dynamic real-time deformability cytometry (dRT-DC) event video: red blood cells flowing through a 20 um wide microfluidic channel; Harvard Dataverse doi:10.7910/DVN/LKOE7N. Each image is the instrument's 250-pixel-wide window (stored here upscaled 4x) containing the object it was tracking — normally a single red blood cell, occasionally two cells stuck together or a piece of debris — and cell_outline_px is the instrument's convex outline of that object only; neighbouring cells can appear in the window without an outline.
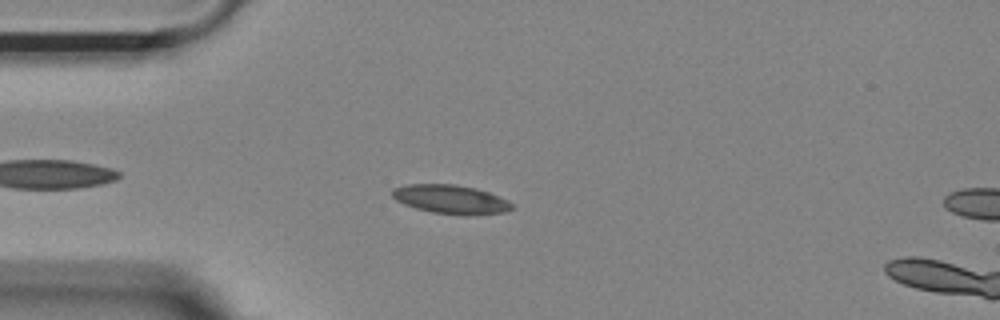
{"species": "Egyptian fruit bat (a non-hibernating species)", "species_latin": "Rousettus aegyptiacus", "temperature_condition": "room temperature", "stored_images_in_passage": 39, "camera_frame_rate_fps": 3000, "um_per_image_px": 0.085, "animal": {"sex": "female"}, "frame": {"image": 1, "passage_image": 7, "time_ms": 2.0, "image_size_px": [1000, 320], "cell_outline_px": [[512, 208], [504, 212], [468, 216], [432, 212], [416, 208], [404, 204], [396, 200], [392, 196], [392, 188], [404, 184], [456, 184], [476, 188], [488, 192], [508, 200], [512, 204]], "centroid_in_image_um": [38.29, 16.94], "position_along_channel_um": 46.7, "area_um2": 20.23}}
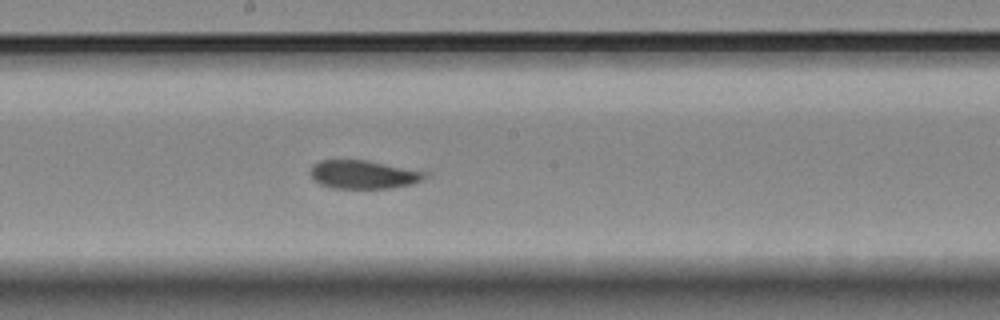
{"frame": {"image": 2, "passage_image": 22, "time_ms": 7.0, "image_size_px": [1000, 320], "cell_outline_px": [[432, 172], [428, 176], [412, 184], [388, 188], [332, 188], [320, 184], [308, 172], [312, 164], [320, 160], [368, 160]], "centroid_in_image_um": [30.93, 14.82], "position_along_channel_um": 217.3, "area_um2": 19.25}}
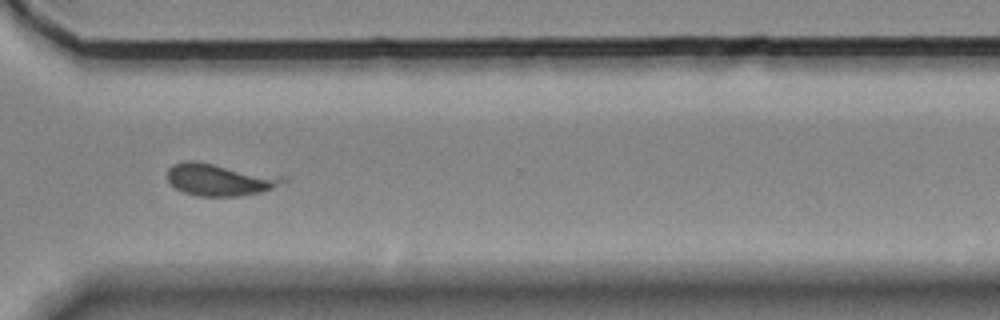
{"frame": {"image": 3, "passage_image": 33, "time_ms": 10.667, "image_size_px": [1000, 320], "cell_outline_px": [[288, 180], [272, 188], [260, 192], [236, 196], [200, 196], [184, 192], [176, 188], [168, 180], [168, 168], [172, 164], [188, 160], [196, 160], [288, 176]], "centroid_in_image_um": [18.72, 15.23], "position_along_channel_um": 351.9, "area_um2": 21.96}, "authors_computed_cell_mechanics": {"area_um2": 20.1144, "velocity_mm_per_s": 3.6737, "shape_relaxation_time_tau1_ms": null, "shape_relaxation_time_tau2_ms": 5.1097, "deformation_change_tau1": null, "deformation_change_tau2": 0.0728}}